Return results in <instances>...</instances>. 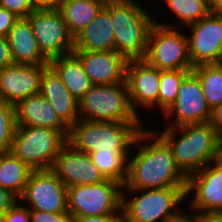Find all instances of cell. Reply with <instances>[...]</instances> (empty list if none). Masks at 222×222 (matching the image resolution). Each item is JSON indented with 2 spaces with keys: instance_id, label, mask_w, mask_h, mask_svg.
Wrapping results in <instances>:
<instances>
[{
  "instance_id": "6da1fadb",
  "label": "cell",
  "mask_w": 222,
  "mask_h": 222,
  "mask_svg": "<svg viewBox=\"0 0 222 222\" xmlns=\"http://www.w3.org/2000/svg\"><path fill=\"white\" fill-rule=\"evenodd\" d=\"M132 149L123 189L187 187V177L177 167L171 148L153 128L141 129Z\"/></svg>"
},
{
  "instance_id": "7a4b0ae2",
  "label": "cell",
  "mask_w": 222,
  "mask_h": 222,
  "mask_svg": "<svg viewBox=\"0 0 222 222\" xmlns=\"http://www.w3.org/2000/svg\"><path fill=\"white\" fill-rule=\"evenodd\" d=\"M155 131L168 143L177 167L187 178L217 159L219 138L209 122Z\"/></svg>"
},
{
  "instance_id": "3957f363",
  "label": "cell",
  "mask_w": 222,
  "mask_h": 222,
  "mask_svg": "<svg viewBox=\"0 0 222 222\" xmlns=\"http://www.w3.org/2000/svg\"><path fill=\"white\" fill-rule=\"evenodd\" d=\"M114 30L115 51L127 60L144 59L155 17L138 0H106Z\"/></svg>"
},
{
  "instance_id": "277c9868",
  "label": "cell",
  "mask_w": 222,
  "mask_h": 222,
  "mask_svg": "<svg viewBox=\"0 0 222 222\" xmlns=\"http://www.w3.org/2000/svg\"><path fill=\"white\" fill-rule=\"evenodd\" d=\"M185 201L186 187L122 189L121 209L127 222H177Z\"/></svg>"
},
{
  "instance_id": "5b68a950",
  "label": "cell",
  "mask_w": 222,
  "mask_h": 222,
  "mask_svg": "<svg viewBox=\"0 0 222 222\" xmlns=\"http://www.w3.org/2000/svg\"><path fill=\"white\" fill-rule=\"evenodd\" d=\"M143 122H99L80 119L69 128L68 142L85 153L131 152Z\"/></svg>"
},
{
  "instance_id": "8992f818",
  "label": "cell",
  "mask_w": 222,
  "mask_h": 222,
  "mask_svg": "<svg viewBox=\"0 0 222 222\" xmlns=\"http://www.w3.org/2000/svg\"><path fill=\"white\" fill-rule=\"evenodd\" d=\"M80 119L99 122H143L133 110L126 82L92 85L79 100Z\"/></svg>"
},
{
  "instance_id": "52a82bcc",
  "label": "cell",
  "mask_w": 222,
  "mask_h": 222,
  "mask_svg": "<svg viewBox=\"0 0 222 222\" xmlns=\"http://www.w3.org/2000/svg\"><path fill=\"white\" fill-rule=\"evenodd\" d=\"M67 137L41 126H17L10 152L33 170H50Z\"/></svg>"
},
{
  "instance_id": "ba28073f",
  "label": "cell",
  "mask_w": 222,
  "mask_h": 222,
  "mask_svg": "<svg viewBox=\"0 0 222 222\" xmlns=\"http://www.w3.org/2000/svg\"><path fill=\"white\" fill-rule=\"evenodd\" d=\"M122 189V184L111 179L67 188L68 212L71 218L119 212L122 207Z\"/></svg>"
},
{
  "instance_id": "9c48e42d",
  "label": "cell",
  "mask_w": 222,
  "mask_h": 222,
  "mask_svg": "<svg viewBox=\"0 0 222 222\" xmlns=\"http://www.w3.org/2000/svg\"><path fill=\"white\" fill-rule=\"evenodd\" d=\"M178 27L154 23L148 37L144 60L159 70L193 69L186 33Z\"/></svg>"
},
{
  "instance_id": "30bf717a",
  "label": "cell",
  "mask_w": 222,
  "mask_h": 222,
  "mask_svg": "<svg viewBox=\"0 0 222 222\" xmlns=\"http://www.w3.org/2000/svg\"><path fill=\"white\" fill-rule=\"evenodd\" d=\"M27 19L42 55L49 62L73 52L74 37L58 10H34Z\"/></svg>"
},
{
  "instance_id": "8fae6325",
  "label": "cell",
  "mask_w": 222,
  "mask_h": 222,
  "mask_svg": "<svg viewBox=\"0 0 222 222\" xmlns=\"http://www.w3.org/2000/svg\"><path fill=\"white\" fill-rule=\"evenodd\" d=\"M162 115L164 119L171 120L166 122L167 128L210 121L211 109L207 105L198 77L192 71L184 77L176 100Z\"/></svg>"
},
{
  "instance_id": "7c38bea8",
  "label": "cell",
  "mask_w": 222,
  "mask_h": 222,
  "mask_svg": "<svg viewBox=\"0 0 222 222\" xmlns=\"http://www.w3.org/2000/svg\"><path fill=\"white\" fill-rule=\"evenodd\" d=\"M19 202L30 211L68 212L67 187L51 170H33Z\"/></svg>"
},
{
  "instance_id": "4fadbf2b",
  "label": "cell",
  "mask_w": 222,
  "mask_h": 222,
  "mask_svg": "<svg viewBox=\"0 0 222 222\" xmlns=\"http://www.w3.org/2000/svg\"><path fill=\"white\" fill-rule=\"evenodd\" d=\"M188 53L192 66L222 60V11H211L198 22L186 26ZM189 34V35H188Z\"/></svg>"
},
{
  "instance_id": "5bb4252c",
  "label": "cell",
  "mask_w": 222,
  "mask_h": 222,
  "mask_svg": "<svg viewBox=\"0 0 222 222\" xmlns=\"http://www.w3.org/2000/svg\"><path fill=\"white\" fill-rule=\"evenodd\" d=\"M186 198V202L192 199L188 207L189 211L192 209L191 213L222 211V165L215 161L190 175L187 178Z\"/></svg>"
},
{
  "instance_id": "9a60e30c",
  "label": "cell",
  "mask_w": 222,
  "mask_h": 222,
  "mask_svg": "<svg viewBox=\"0 0 222 222\" xmlns=\"http://www.w3.org/2000/svg\"><path fill=\"white\" fill-rule=\"evenodd\" d=\"M125 80L129 90L130 102L133 110L142 117L138 111L141 107L151 111L158 109V96L160 84V70L151 66L144 59L128 60Z\"/></svg>"
},
{
  "instance_id": "2e32d148",
  "label": "cell",
  "mask_w": 222,
  "mask_h": 222,
  "mask_svg": "<svg viewBox=\"0 0 222 222\" xmlns=\"http://www.w3.org/2000/svg\"><path fill=\"white\" fill-rule=\"evenodd\" d=\"M67 188L82 184H97L106 178L94 165L90 154L66 142L50 169Z\"/></svg>"
},
{
  "instance_id": "e0dca14e",
  "label": "cell",
  "mask_w": 222,
  "mask_h": 222,
  "mask_svg": "<svg viewBox=\"0 0 222 222\" xmlns=\"http://www.w3.org/2000/svg\"><path fill=\"white\" fill-rule=\"evenodd\" d=\"M48 65L12 64L0 69V98L17 105L25 98L40 93L43 70Z\"/></svg>"
},
{
  "instance_id": "ac0fdd59",
  "label": "cell",
  "mask_w": 222,
  "mask_h": 222,
  "mask_svg": "<svg viewBox=\"0 0 222 222\" xmlns=\"http://www.w3.org/2000/svg\"><path fill=\"white\" fill-rule=\"evenodd\" d=\"M89 77L93 85L126 82V65L128 60L115 50L72 52Z\"/></svg>"
},
{
  "instance_id": "d6986e66",
  "label": "cell",
  "mask_w": 222,
  "mask_h": 222,
  "mask_svg": "<svg viewBox=\"0 0 222 222\" xmlns=\"http://www.w3.org/2000/svg\"><path fill=\"white\" fill-rule=\"evenodd\" d=\"M40 94L69 128L80 120L79 101L70 94L61 77L50 65L43 70Z\"/></svg>"
},
{
  "instance_id": "ffe728a7",
  "label": "cell",
  "mask_w": 222,
  "mask_h": 222,
  "mask_svg": "<svg viewBox=\"0 0 222 222\" xmlns=\"http://www.w3.org/2000/svg\"><path fill=\"white\" fill-rule=\"evenodd\" d=\"M17 126H41L62 132L67 138L69 127L40 93L15 105Z\"/></svg>"
},
{
  "instance_id": "44dd1931",
  "label": "cell",
  "mask_w": 222,
  "mask_h": 222,
  "mask_svg": "<svg viewBox=\"0 0 222 222\" xmlns=\"http://www.w3.org/2000/svg\"><path fill=\"white\" fill-rule=\"evenodd\" d=\"M6 37L15 64L49 65V61L38 47L34 31L27 18H19Z\"/></svg>"
},
{
  "instance_id": "7402d4cb",
  "label": "cell",
  "mask_w": 222,
  "mask_h": 222,
  "mask_svg": "<svg viewBox=\"0 0 222 222\" xmlns=\"http://www.w3.org/2000/svg\"><path fill=\"white\" fill-rule=\"evenodd\" d=\"M74 50H115L110 12L103 6L96 17L74 38Z\"/></svg>"
},
{
  "instance_id": "603a6c76",
  "label": "cell",
  "mask_w": 222,
  "mask_h": 222,
  "mask_svg": "<svg viewBox=\"0 0 222 222\" xmlns=\"http://www.w3.org/2000/svg\"><path fill=\"white\" fill-rule=\"evenodd\" d=\"M49 65L61 77L70 94L78 101L93 85L80 60L73 53L52 59Z\"/></svg>"
},
{
  "instance_id": "cb8c5ba5",
  "label": "cell",
  "mask_w": 222,
  "mask_h": 222,
  "mask_svg": "<svg viewBox=\"0 0 222 222\" xmlns=\"http://www.w3.org/2000/svg\"><path fill=\"white\" fill-rule=\"evenodd\" d=\"M106 0H70L61 3L59 12L75 38L97 15Z\"/></svg>"
},
{
  "instance_id": "d4e9b609",
  "label": "cell",
  "mask_w": 222,
  "mask_h": 222,
  "mask_svg": "<svg viewBox=\"0 0 222 222\" xmlns=\"http://www.w3.org/2000/svg\"><path fill=\"white\" fill-rule=\"evenodd\" d=\"M32 171L33 169L11 152L0 153V186L18 199L22 196Z\"/></svg>"
},
{
  "instance_id": "484cf974",
  "label": "cell",
  "mask_w": 222,
  "mask_h": 222,
  "mask_svg": "<svg viewBox=\"0 0 222 222\" xmlns=\"http://www.w3.org/2000/svg\"><path fill=\"white\" fill-rule=\"evenodd\" d=\"M201 84L204 97L211 111L222 104V64H201L191 70Z\"/></svg>"
},
{
  "instance_id": "4316f807",
  "label": "cell",
  "mask_w": 222,
  "mask_h": 222,
  "mask_svg": "<svg viewBox=\"0 0 222 222\" xmlns=\"http://www.w3.org/2000/svg\"><path fill=\"white\" fill-rule=\"evenodd\" d=\"M168 5L167 9L171 10V14L177 17V22L172 24L155 22L164 26L183 28L198 22L203 17H206L212 10L207 4V0H162Z\"/></svg>"
},
{
  "instance_id": "83f0119b",
  "label": "cell",
  "mask_w": 222,
  "mask_h": 222,
  "mask_svg": "<svg viewBox=\"0 0 222 222\" xmlns=\"http://www.w3.org/2000/svg\"><path fill=\"white\" fill-rule=\"evenodd\" d=\"M130 152L90 153L94 165L106 179L114 180L124 185L127 177V159Z\"/></svg>"
},
{
  "instance_id": "f1b7e54d",
  "label": "cell",
  "mask_w": 222,
  "mask_h": 222,
  "mask_svg": "<svg viewBox=\"0 0 222 222\" xmlns=\"http://www.w3.org/2000/svg\"><path fill=\"white\" fill-rule=\"evenodd\" d=\"M191 70H160L158 109L161 113L176 100L180 84Z\"/></svg>"
},
{
  "instance_id": "f546056e",
  "label": "cell",
  "mask_w": 222,
  "mask_h": 222,
  "mask_svg": "<svg viewBox=\"0 0 222 222\" xmlns=\"http://www.w3.org/2000/svg\"><path fill=\"white\" fill-rule=\"evenodd\" d=\"M15 106L0 102V153L10 152L16 130Z\"/></svg>"
},
{
  "instance_id": "4dcf8cb0",
  "label": "cell",
  "mask_w": 222,
  "mask_h": 222,
  "mask_svg": "<svg viewBox=\"0 0 222 222\" xmlns=\"http://www.w3.org/2000/svg\"><path fill=\"white\" fill-rule=\"evenodd\" d=\"M0 7L7 9L18 18H27L34 11L31 0H0Z\"/></svg>"
},
{
  "instance_id": "1f68e13d",
  "label": "cell",
  "mask_w": 222,
  "mask_h": 222,
  "mask_svg": "<svg viewBox=\"0 0 222 222\" xmlns=\"http://www.w3.org/2000/svg\"><path fill=\"white\" fill-rule=\"evenodd\" d=\"M0 222H31L30 209L19 200L0 217Z\"/></svg>"
},
{
  "instance_id": "d6a6232c",
  "label": "cell",
  "mask_w": 222,
  "mask_h": 222,
  "mask_svg": "<svg viewBox=\"0 0 222 222\" xmlns=\"http://www.w3.org/2000/svg\"><path fill=\"white\" fill-rule=\"evenodd\" d=\"M31 222H72L69 212L30 211Z\"/></svg>"
},
{
  "instance_id": "836d02e7",
  "label": "cell",
  "mask_w": 222,
  "mask_h": 222,
  "mask_svg": "<svg viewBox=\"0 0 222 222\" xmlns=\"http://www.w3.org/2000/svg\"><path fill=\"white\" fill-rule=\"evenodd\" d=\"M72 222H127V220L121 209L110 215L75 217L72 218Z\"/></svg>"
},
{
  "instance_id": "e575fe53",
  "label": "cell",
  "mask_w": 222,
  "mask_h": 222,
  "mask_svg": "<svg viewBox=\"0 0 222 222\" xmlns=\"http://www.w3.org/2000/svg\"><path fill=\"white\" fill-rule=\"evenodd\" d=\"M19 18L7 9L0 7V35L7 36L14 23Z\"/></svg>"
},
{
  "instance_id": "d590c367",
  "label": "cell",
  "mask_w": 222,
  "mask_h": 222,
  "mask_svg": "<svg viewBox=\"0 0 222 222\" xmlns=\"http://www.w3.org/2000/svg\"><path fill=\"white\" fill-rule=\"evenodd\" d=\"M14 64L6 36L0 35V69Z\"/></svg>"
},
{
  "instance_id": "8d00e7d4",
  "label": "cell",
  "mask_w": 222,
  "mask_h": 222,
  "mask_svg": "<svg viewBox=\"0 0 222 222\" xmlns=\"http://www.w3.org/2000/svg\"><path fill=\"white\" fill-rule=\"evenodd\" d=\"M19 199L0 186V217L3 216Z\"/></svg>"
},
{
  "instance_id": "74e56055",
  "label": "cell",
  "mask_w": 222,
  "mask_h": 222,
  "mask_svg": "<svg viewBox=\"0 0 222 222\" xmlns=\"http://www.w3.org/2000/svg\"><path fill=\"white\" fill-rule=\"evenodd\" d=\"M209 123L215 129L219 140L222 139V104L211 111Z\"/></svg>"
},
{
  "instance_id": "f35d334b",
  "label": "cell",
  "mask_w": 222,
  "mask_h": 222,
  "mask_svg": "<svg viewBox=\"0 0 222 222\" xmlns=\"http://www.w3.org/2000/svg\"><path fill=\"white\" fill-rule=\"evenodd\" d=\"M34 10H59L61 0H31Z\"/></svg>"
},
{
  "instance_id": "ab89813d",
  "label": "cell",
  "mask_w": 222,
  "mask_h": 222,
  "mask_svg": "<svg viewBox=\"0 0 222 222\" xmlns=\"http://www.w3.org/2000/svg\"><path fill=\"white\" fill-rule=\"evenodd\" d=\"M204 222H222V211L198 214Z\"/></svg>"
},
{
  "instance_id": "60d3db41",
  "label": "cell",
  "mask_w": 222,
  "mask_h": 222,
  "mask_svg": "<svg viewBox=\"0 0 222 222\" xmlns=\"http://www.w3.org/2000/svg\"><path fill=\"white\" fill-rule=\"evenodd\" d=\"M177 222H204V220L198 215L191 213H184L179 217Z\"/></svg>"
},
{
  "instance_id": "b9f144b4",
  "label": "cell",
  "mask_w": 222,
  "mask_h": 222,
  "mask_svg": "<svg viewBox=\"0 0 222 222\" xmlns=\"http://www.w3.org/2000/svg\"><path fill=\"white\" fill-rule=\"evenodd\" d=\"M207 4L212 11H222V0H207Z\"/></svg>"
},
{
  "instance_id": "7bdbcfd3",
  "label": "cell",
  "mask_w": 222,
  "mask_h": 222,
  "mask_svg": "<svg viewBox=\"0 0 222 222\" xmlns=\"http://www.w3.org/2000/svg\"><path fill=\"white\" fill-rule=\"evenodd\" d=\"M216 161L222 165V139L218 141V151H217V159Z\"/></svg>"
},
{
  "instance_id": "ee69618b",
  "label": "cell",
  "mask_w": 222,
  "mask_h": 222,
  "mask_svg": "<svg viewBox=\"0 0 222 222\" xmlns=\"http://www.w3.org/2000/svg\"><path fill=\"white\" fill-rule=\"evenodd\" d=\"M67 1H70V0H61V3H65V2H67Z\"/></svg>"
}]
</instances>
